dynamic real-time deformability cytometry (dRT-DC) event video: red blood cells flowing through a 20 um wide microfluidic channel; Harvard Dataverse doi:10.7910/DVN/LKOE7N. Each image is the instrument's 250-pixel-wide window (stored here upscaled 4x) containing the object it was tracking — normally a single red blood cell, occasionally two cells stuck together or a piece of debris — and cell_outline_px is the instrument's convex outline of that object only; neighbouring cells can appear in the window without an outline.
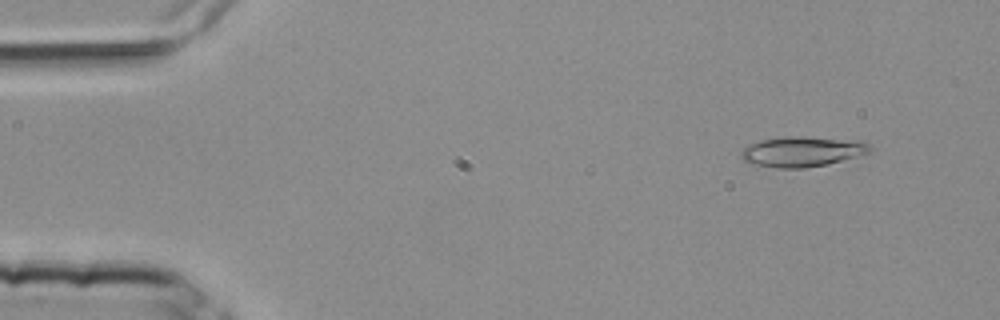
{"species": "common noctule bat (a hibernating species)", "species_latin": "Nyctalus noctula", "temperature_condition": "room temperature", "stored_images_in_passage": 4, "camera_frame_rate_fps": 3000, "um_per_image_px": 0.085, "animal": {"sex": "female", "body_mass_g": 25.1}, "frame": {"image": 1, "passage_image": 1, "time_ms": 0.0, "image_size_px": [1000, 320], "cell_outline_px": [[872, 152], [824, 164], [804, 168], [776, 168], [752, 164], [744, 160], [740, 156], [740, 152], [748, 144], [760, 140], [792, 136], [804, 136], [864, 140], [872, 144]], "centroid_in_image_um": [68.22, 12.86], "position_along_channel_um": 16.8, "area_um2": 22.89}}
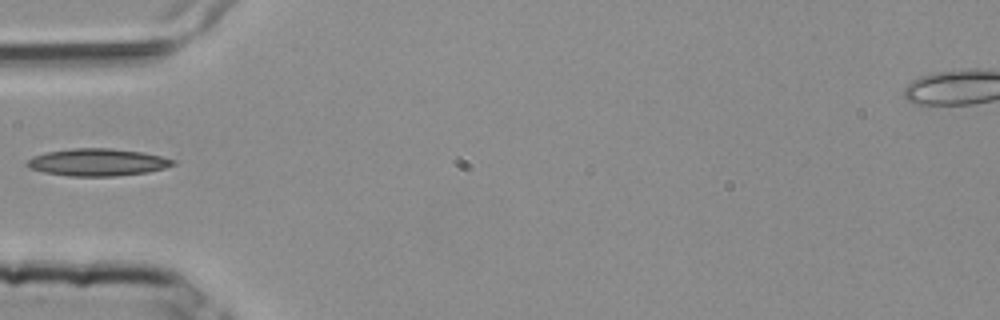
{"frame": {"image": 2, "passage_image": 4, "time_ms": 1.0, "image_size_px": [1000, 320], "cell_outline_px": [[176, 164], [164, 168], [148, 172], [116, 176], [68, 176], [44, 172], [28, 168], [24, 164], [32, 156], [48, 152], [72, 148], [112, 148], [144, 152], [176, 160]], "centroid_in_image_um": [8.29, 13.79], "position_along_channel_um": 76.7, "area_um2": 23.35}}